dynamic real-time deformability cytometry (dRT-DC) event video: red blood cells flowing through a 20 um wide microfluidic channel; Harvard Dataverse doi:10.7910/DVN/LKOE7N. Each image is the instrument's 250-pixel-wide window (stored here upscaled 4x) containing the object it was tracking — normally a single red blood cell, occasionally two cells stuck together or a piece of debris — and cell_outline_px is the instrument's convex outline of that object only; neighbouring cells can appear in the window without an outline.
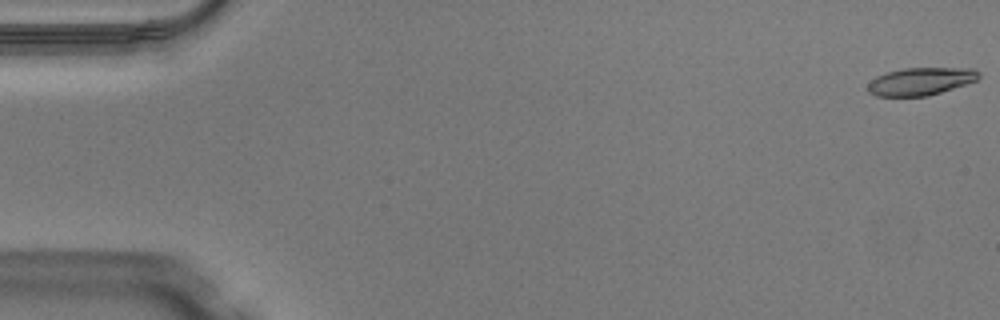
{"species": "Egyptian fruit bat (a non-hibernating species)", "species_latin": "Rousettus aegyptiacus", "temperature_condition": "warm", "stored_images_in_passage": 14, "camera_frame_rate_fps": 3000, "um_per_image_px": 0.085, "animal": {"sex": "male"}, "frame": {"image": 1, "passage_image": 1, "time_ms": 0.0, "image_size_px": [1000, 320], "cell_outline_px": [[980, 76], [976, 80], [928, 96], [876, 96], [868, 92], [868, 84], [876, 76], [888, 72], [904, 68], [972, 68], [980, 72]], "centroid_in_image_um": [78.24, 6.91], "position_along_channel_um": 6.8, "area_um2": 17.69}}
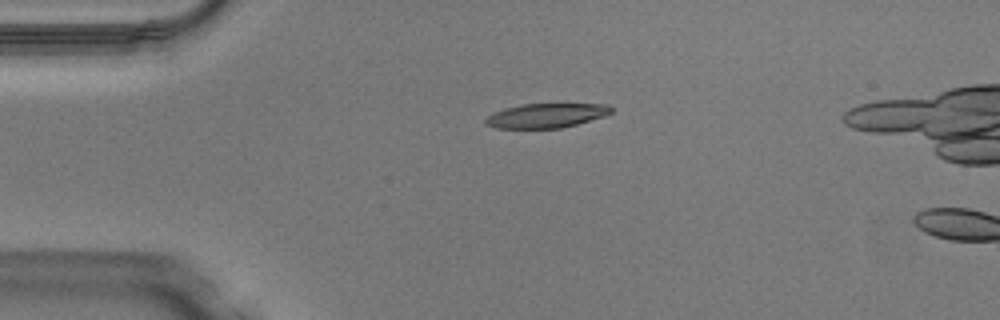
{"frame": {"image": 2, "passage_image": 12, "time_ms": 3.667, "image_size_px": [1000, 320], "cell_outline_px": [[612, 112], [604, 116], [576, 124], [560, 128], [496, 128], [484, 124], [484, 120], [492, 112], [504, 108], [520, 104], [608, 104], [612, 108]], "centroid_in_image_um": [46.38, 9.82], "position_along_channel_um": 38.6, "area_um2": 17.86}}